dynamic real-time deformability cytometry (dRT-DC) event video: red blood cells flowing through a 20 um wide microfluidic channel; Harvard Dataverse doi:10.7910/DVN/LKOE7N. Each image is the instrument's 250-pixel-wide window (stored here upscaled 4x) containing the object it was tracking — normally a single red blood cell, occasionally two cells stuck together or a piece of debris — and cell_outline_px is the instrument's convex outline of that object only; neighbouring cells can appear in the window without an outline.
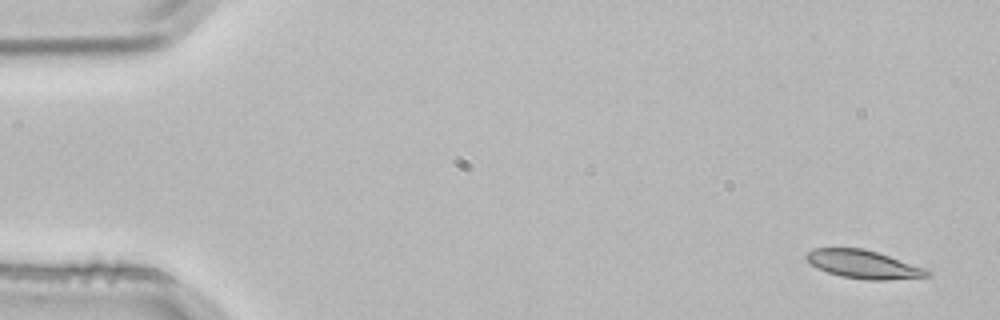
{"species": "common noctule bat (a hibernating species)", "species_latin": "Nyctalus noctula", "temperature_condition": "room temperature", "stored_images_in_passage": 4, "camera_frame_rate_fps": 3000, "um_per_image_px": 0.085, "animal": {"sex": "male", "body_mass_g": 21.5, "forearm_length_mm": 52.0}, "frame": {"image": 1, "passage_image": 1, "time_ms": 0.0, "image_size_px": [1000, 320], "cell_outline_px": [[932, 276], [888, 280], [868, 280], [840, 276], [816, 268], [804, 260], [804, 256], [808, 252], [816, 248], [864, 248], [932, 268]], "centroid_in_image_um": [73.49, 22.47], "position_along_channel_um": 11.5, "area_um2": 20.58}}
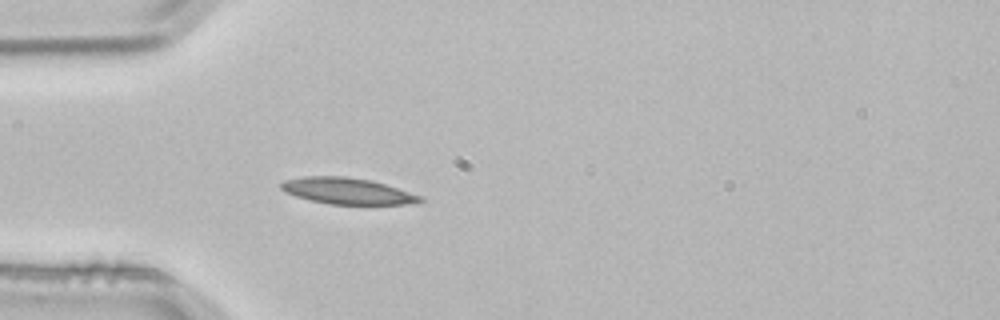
{"frame": {"image": 2, "passage_image": 4, "time_ms": 1.0, "image_size_px": [1000, 320], "cell_outline_px": [[424, 200], [416, 204], [328, 204], [296, 196], [284, 192], [280, 188], [280, 184], [284, 180], [304, 176], [348, 176], [372, 180], [420, 196]], "centroid_in_image_um": [29.49, 16.23], "position_along_channel_um": 55.5, "area_um2": 21.21}}